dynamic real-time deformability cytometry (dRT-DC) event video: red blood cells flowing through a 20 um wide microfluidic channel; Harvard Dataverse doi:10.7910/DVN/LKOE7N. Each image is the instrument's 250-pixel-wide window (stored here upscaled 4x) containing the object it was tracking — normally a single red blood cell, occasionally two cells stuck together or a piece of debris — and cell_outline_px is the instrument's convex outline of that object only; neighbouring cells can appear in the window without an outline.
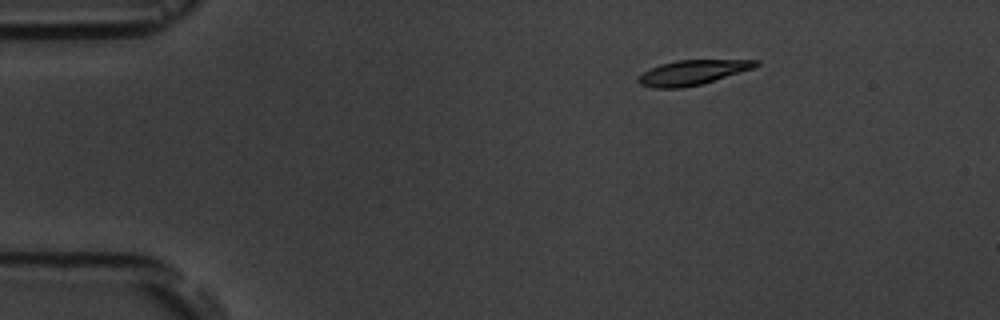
{"species": "common noctule bat (a hibernating species)", "species_latin": "Nyctalus noctula", "temperature_condition": "room temperature", "stored_images_in_passage": 3, "camera_frame_rate_fps": 3000, "um_per_image_px": 0.085, "animal": {"sex": "male", "body_mass_g": 19.5, "forearm_length_mm": 54.6}, "frame": {"image": 1, "passage_image": 1, "time_ms": 0.0, "image_size_px": [1000, 320], "cell_outline_px": [[760, 64], [752, 68], [700, 84], [680, 88], [652, 88], [640, 84], [636, 80], [644, 72], [660, 64], [676, 60], [760, 60]], "centroid_in_image_um": [58.82, 6.16], "position_along_channel_um": 26.2, "area_um2": 16.59}}